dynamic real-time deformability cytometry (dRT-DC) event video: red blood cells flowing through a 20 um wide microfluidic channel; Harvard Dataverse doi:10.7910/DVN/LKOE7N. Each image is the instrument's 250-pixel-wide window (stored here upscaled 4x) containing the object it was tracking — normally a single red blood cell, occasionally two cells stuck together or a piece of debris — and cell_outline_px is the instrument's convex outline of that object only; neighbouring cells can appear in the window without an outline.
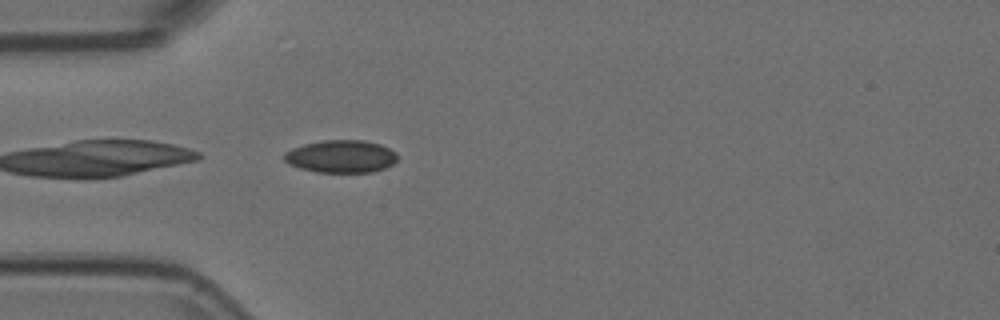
{"species": "Egyptian fruit bat (a non-hibernating species)", "species_latin": "Rousettus aegyptiacus", "temperature_condition": "room temperature", "stored_images_in_passage": 3, "camera_frame_rate_fps": 3000, "um_per_image_px": 0.085, "animal": {"sex": "female"}, "frame": {"image": 1, "passage_image": 3, "time_ms": 0.667, "image_size_px": [1000, 320], "cell_outline_px": [[396, 160], [392, 164], [384, 168], [372, 172], [316, 172], [300, 168], [288, 164], [284, 160], [284, 152], [292, 148], [304, 144], [324, 140], [364, 140], [380, 144], [396, 152]], "centroid_in_image_um": [28.96, 13.29], "position_along_channel_um": 56.0, "area_um2": 21.5}}